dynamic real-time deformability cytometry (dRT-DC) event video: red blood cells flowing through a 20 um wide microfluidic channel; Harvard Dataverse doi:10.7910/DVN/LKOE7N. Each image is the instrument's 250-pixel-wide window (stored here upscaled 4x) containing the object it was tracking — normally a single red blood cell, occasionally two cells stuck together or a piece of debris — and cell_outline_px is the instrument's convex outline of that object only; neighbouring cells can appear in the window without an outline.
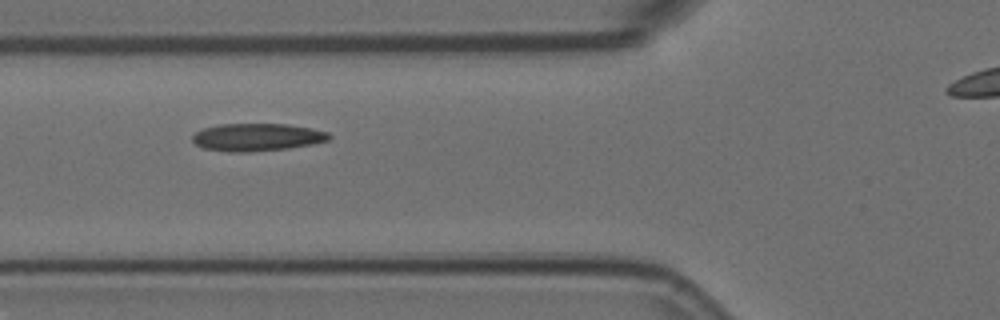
{"species": "Egyptian fruit bat (a non-hibernating species)", "species_latin": "Rousettus aegyptiacus", "temperature_condition": "room temperature", "stored_images_in_passage": 8, "camera_frame_rate_fps": 3000, "um_per_image_px": 0.085, "animal": {"sex": "female"}, "frame": {"image": 1, "passage_image": 5, "time_ms": 1.333, "image_size_px": [1000, 320], "cell_outline_px": [[332, 136], [328, 140], [312, 144], [288, 148], [248, 152], [232, 152], [204, 148], [196, 144], [192, 140], [192, 136], [196, 132], [204, 128], [220, 124], [288, 124], [328, 132]], "centroid_in_image_um": [21.84, 11.66], "position_along_channel_um": 104.0, "area_um2": 21.79}}
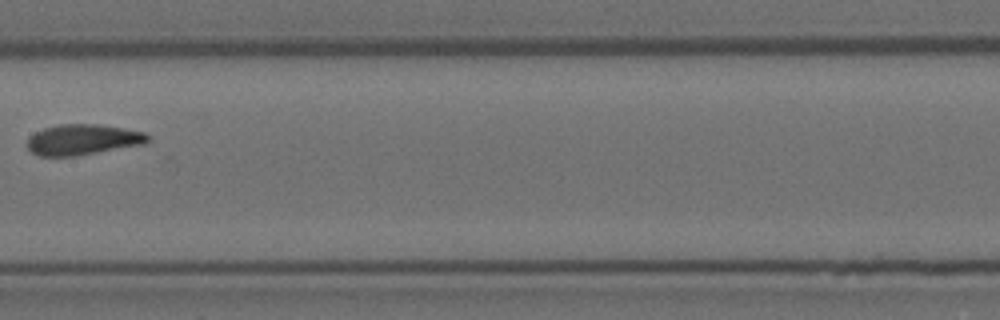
{"frame": {"image": 2, "passage_image": 7, "time_ms": 2.0, "image_size_px": [1000, 320], "cell_outline_px": [[152, 140], [144, 144], [76, 156], [40, 156], [32, 152], [28, 148], [28, 136], [44, 128], [60, 124], [96, 124], [124, 128], [144, 132], [152, 136]], "centroid_in_image_um": [7.08, 11.86], "position_along_channel_um": 200.3, "area_um2": 21.62}}
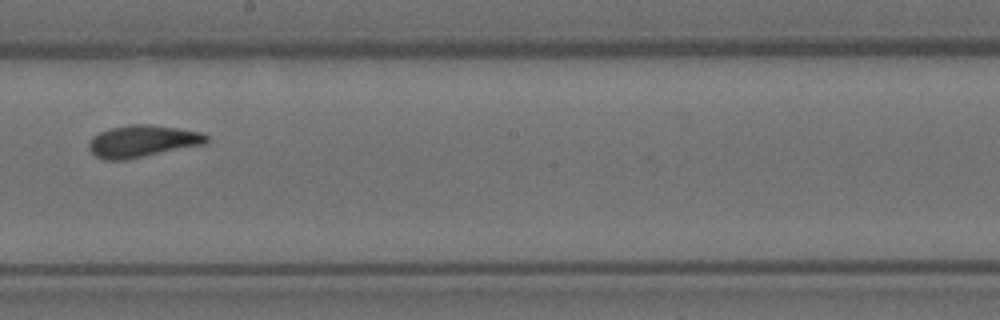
{"frame": {"image": 3, "passage_image": 8, "time_ms": 2.333, "image_size_px": [1000, 320], "cell_outline_px": [[208, 144], [124, 160], [104, 160], [96, 156], [88, 148], [88, 144], [92, 136], [100, 132], [112, 128], [128, 124], [152, 124], [180, 128], [200, 132], [208, 136]], "centroid_in_image_um": [12.13, 12.0], "position_along_channel_um": 236.1, "area_um2": 22.14}}